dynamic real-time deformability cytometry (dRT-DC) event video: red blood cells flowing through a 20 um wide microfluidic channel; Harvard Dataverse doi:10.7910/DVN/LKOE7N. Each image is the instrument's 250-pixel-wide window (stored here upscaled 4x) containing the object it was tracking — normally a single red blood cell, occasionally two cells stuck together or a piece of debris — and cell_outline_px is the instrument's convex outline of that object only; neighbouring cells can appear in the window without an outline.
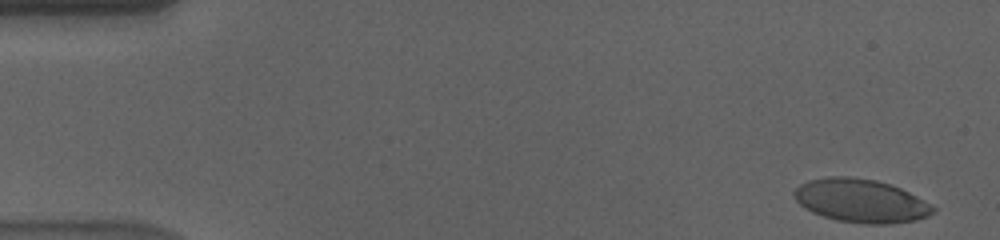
{"species": "human", "species_latin": "Homo sapiens", "temperature_condition": "cold", "stored_images_in_passage": 56, "camera_frame_rate_fps": 3000, "um_per_image_px": 0.085, "donor": {"sex": "male"}, "frame": {"image": 1, "passage_image": 2, "time_ms": 0.333, "image_size_px": [1000, 240], "cell_outline_px": [[936, 212], [928, 216], [916, 220], [888, 224], [864, 224], [836, 220], [812, 212], [804, 208], [792, 196], [792, 192], [800, 184], [808, 180], [828, 176], [848, 176], [876, 180], [900, 188], [916, 196], [936, 208]], "centroid_in_image_um": [73.15, 17.06], "position_along_channel_um": 11.9, "area_um2": 35.2}}
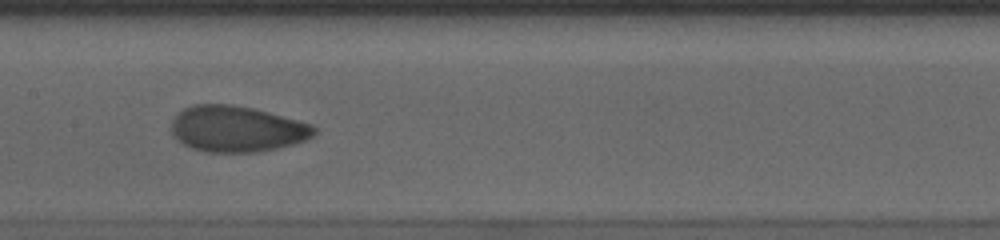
{"frame": {"image": 2, "passage_image": 28, "time_ms": 9.0, "image_size_px": [1000, 240], "cell_outline_px": [[316, 132], [312, 136], [304, 140], [292, 144], [276, 148], [256, 152], [204, 152], [192, 148], [184, 144], [172, 132], [172, 120], [184, 108], [192, 104], [232, 104], [252, 108], [268, 112], [312, 124], [316, 128]], "centroid_in_image_um": [20.13, 10.95], "position_along_channel_um": 187.3, "area_um2": 37.97}}
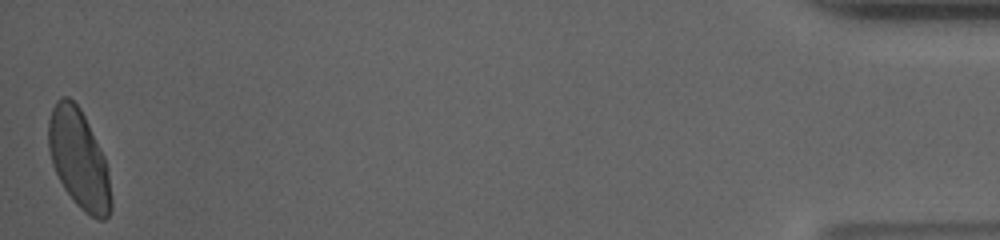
{"frame": {"image": 3, "passage_image": 56, "time_ms": 18.333, "image_size_px": [1000, 240], "cell_outline_px": [[112, 208], [108, 216], [104, 220], [96, 220], [84, 212], [72, 200], [64, 188], [52, 164], [48, 148], [48, 120], [52, 108], [56, 100], [60, 96], [68, 96], [80, 108], [104, 156], [108, 172], [112, 200]], "centroid_in_image_um": [6.7, 13.54], "position_along_channel_um": 428.5, "area_um2": 36.18}, "authors_computed_cell_mechanics": {"area_um2": 36.3851, "velocity_mm_per_s": 3.5737, "shape_relaxation_time_tau1_ms": 4.4941, "shape_relaxation_time_tau2_ms": 1.0816, "deformation_change_tau1": 0.1532, "deformation_change_tau2": 0.0507}}